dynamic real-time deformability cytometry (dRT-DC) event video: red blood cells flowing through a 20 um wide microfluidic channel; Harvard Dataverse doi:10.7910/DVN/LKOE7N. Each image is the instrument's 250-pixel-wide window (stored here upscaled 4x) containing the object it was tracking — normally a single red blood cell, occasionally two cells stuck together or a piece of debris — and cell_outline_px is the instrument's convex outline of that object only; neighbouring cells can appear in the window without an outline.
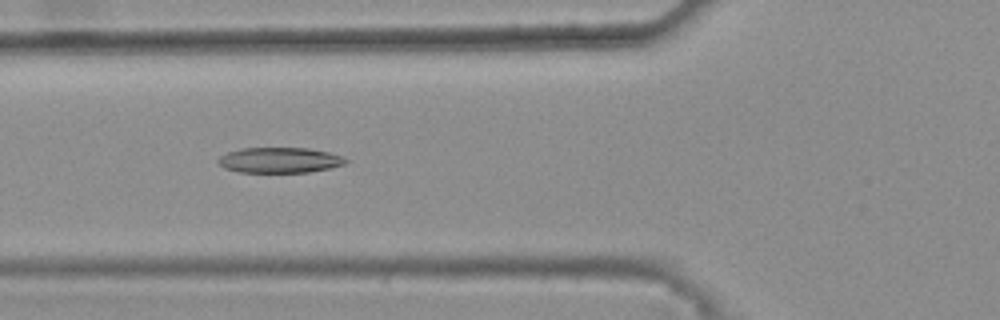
{"species": "common noctule bat (a hibernating species)", "species_latin": "Nyctalus noctula", "temperature_condition": "warm", "stored_images_in_passage": 36, "camera_frame_rate_fps": 3000, "um_per_image_px": 0.085, "animal": {"sex": "female", "body_mass_g": 25.1}, "frame": {"image": 1, "passage_image": 9, "time_ms": 2.667, "image_size_px": [1000, 320], "cell_outline_px": [[348, 160], [344, 164], [328, 168], [308, 172], [240, 172], [224, 168], [216, 160], [220, 156], [228, 152], [240, 148], [308, 148], [328, 152], [344, 156]], "centroid_in_image_um": [23.76, 13.6], "position_along_channel_um": 102.0, "area_um2": 18.84}}
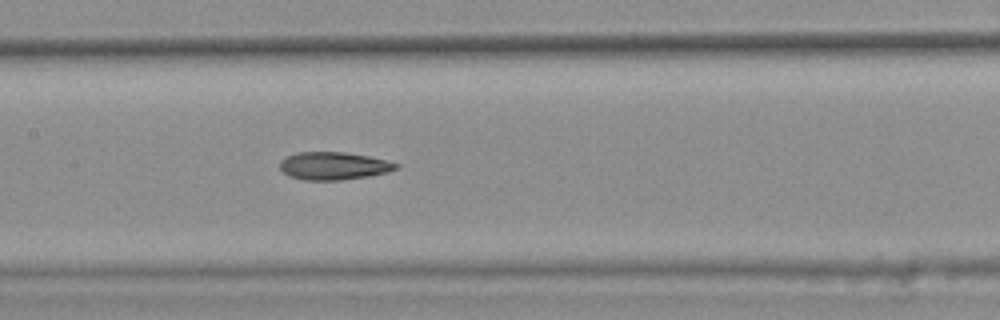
{"frame": {"image": 2, "passage_image": 15, "time_ms": 4.667, "image_size_px": [1000, 320], "cell_outline_px": [[400, 168], [388, 172], [368, 176], [340, 180], [304, 180], [288, 176], [280, 168], [280, 160], [296, 152], [344, 152], [368, 156], [400, 164]], "centroid_in_image_um": [28.36, 14.1], "position_along_channel_um": 179.0, "area_um2": 18.79}}
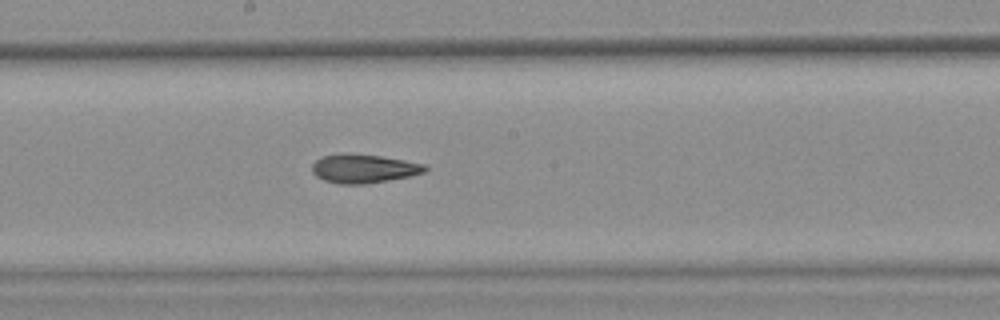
{"frame": {"image": 3, "passage_image": 18, "time_ms": 5.667, "image_size_px": [1000, 320], "cell_outline_px": [[428, 168], [424, 172], [408, 176], [388, 180], [364, 184], [340, 184], [324, 180], [316, 176], [312, 172], [312, 164], [320, 156], [340, 152], [348, 152], [380, 156], [428, 164]], "centroid_in_image_um": [30.88, 14.3], "position_along_channel_um": 217.3, "area_um2": 19.19}, "authors_computed_cell_mechanics": {"area_um2": 18.9295, "velocity_mm_per_s": 3.8405, "shape_relaxation_time_tau1_ms": null, "shape_relaxation_time_tau2_ms": 3.8297, "deformation_change_tau1": null, "deformation_change_tau2": 0.1294}}